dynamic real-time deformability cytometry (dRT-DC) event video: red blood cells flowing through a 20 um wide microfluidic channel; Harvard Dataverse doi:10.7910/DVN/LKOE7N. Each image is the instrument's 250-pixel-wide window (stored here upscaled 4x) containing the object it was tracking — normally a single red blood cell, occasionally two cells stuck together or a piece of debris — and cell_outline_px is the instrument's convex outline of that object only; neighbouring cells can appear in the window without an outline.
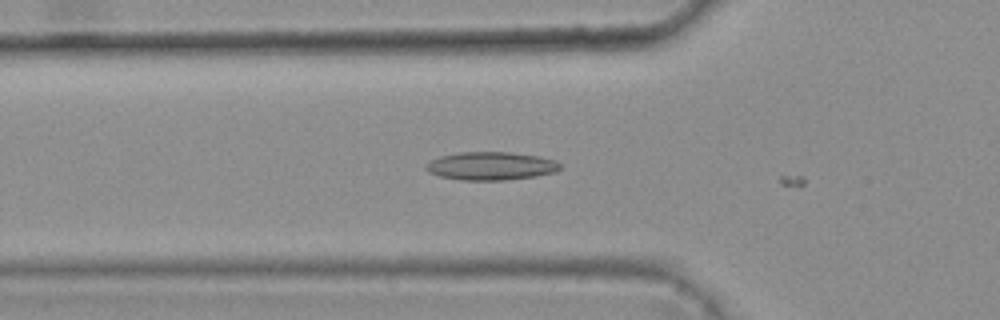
{"species": "common noctule bat (a hibernating species)", "species_latin": "Nyctalus noctula", "temperature_condition": "warm", "stored_images_in_passage": 8, "camera_frame_rate_fps": 3000, "um_per_image_px": 0.085, "animal": {"sex": "female", "body_mass_g": 25.1}, "frame": {"image": 1, "passage_image": 7, "time_ms": 2.0, "image_size_px": [1000, 320], "cell_outline_px": [[560, 168], [556, 172], [536, 176], [504, 180], [460, 180], [440, 176], [428, 172], [424, 168], [432, 160], [440, 156], [460, 152], [512, 152], [540, 156], [556, 160], [560, 164]], "centroid_in_image_um": [41.76, 14.1], "position_along_channel_um": 84.0, "area_um2": 22.08}}